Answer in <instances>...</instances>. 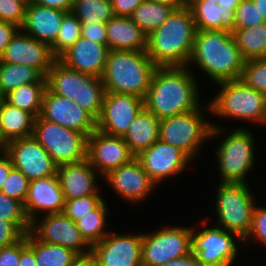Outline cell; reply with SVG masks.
I'll return each instance as SVG.
<instances>
[{
	"label": "cell",
	"instance_id": "1",
	"mask_svg": "<svg viewBox=\"0 0 266 266\" xmlns=\"http://www.w3.org/2000/svg\"><path fill=\"white\" fill-rule=\"evenodd\" d=\"M191 70L187 66L157 67L144 107L159 120L198 109L201 92Z\"/></svg>",
	"mask_w": 266,
	"mask_h": 266
},
{
	"label": "cell",
	"instance_id": "2",
	"mask_svg": "<svg viewBox=\"0 0 266 266\" xmlns=\"http://www.w3.org/2000/svg\"><path fill=\"white\" fill-rule=\"evenodd\" d=\"M192 64L217 84L239 80L245 59L231 31L197 30L187 67Z\"/></svg>",
	"mask_w": 266,
	"mask_h": 266
},
{
	"label": "cell",
	"instance_id": "3",
	"mask_svg": "<svg viewBox=\"0 0 266 266\" xmlns=\"http://www.w3.org/2000/svg\"><path fill=\"white\" fill-rule=\"evenodd\" d=\"M196 31L190 7L175 8L169 18L147 36L146 54L157 67L187 66Z\"/></svg>",
	"mask_w": 266,
	"mask_h": 266
},
{
	"label": "cell",
	"instance_id": "4",
	"mask_svg": "<svg viewBox=\"0 0 266 266\" xmlns=\"http://www.w3.org/2000/svg\"><path fill=\"white\" fill-rule=\"evenodd\" d=\"M156 68L146 51L110 50L101 79L106 92L144 99Z\"/></svg>",
	"mask_w": 266,
	"mask_h": 266
},
{
	"label": "cell",
	"instance_id": "5",
	"mask_svg": "<svg viewBox=\"0 0 266 266\" xmlns=\"http://www.w3.org/2000/svg\"><path fill=\"white\" fill-rule=\"evenodd\" d=\"M211 138L221 136L225 132V139L221 140L218 148L215 150L217 157L218 168L220 172V180L223 182H241L248 184L246 176L256 163L255 154V137L249 129L239 127L234 131L229 130L226 135V130L223 126H218L212 122ZM218 135V136H217ZM255 161V162H254Z\"/></svg>",
	"mask_w": 266,
	"mask_h": 266
},
{
	"label": "cell",
	"instance_id": "6",
	"mask_svg": "<svg viewBox=\"0 0 266 266\" xmlns=\"http://www.w3.org/2000/svg\"><path fill=\"white\" fill-rule=\"evenodd\" d=\"M46 81L52 93L73 100L98 118L106 93L101 78L70 69L57 59L48 71Z\"/></svg>",
	"mask_w": 266,
	"mask_h": 266
},
{
	"label": "cell",
	"instance_id": "7",
	"mask_svg": "<svg viewBox=\"0 0 266 266\" xmlns=\"http://www.w3.org/2000/svg\"><path fill=\"white\" fill-rule=\"evenodd\" d=\"M217 85L220 90L209 101L210 115L266 124V93L246 86L240 79Z\"/></svg>",
	"mask_w": 266,
	"mask_h": 266
},
{
	"label": "cell",
	"instance_id": "8",
	"mask_svg": "<svg viewBox=\"0 0 266 266\" xmlns=\"http://www.w3.org/2000/svg\"><path fill=\"white\" fill-rule=\"evenodd\" d=\"M217 194V195H216ZM216 217L214 225L239 235L243 240L249 235L256 199L248 184L220 181L216 192Z\"/></svg>",
	"mask_w": 266,
	"mask_h": 266
},
{
	"label": "cell",
	"instance_id": "9",
	"mask_svg": "<svg viewBox=\"0 0 266 266\" xmlns=\"http://www.w3.org/2000/svg\"><path fill=\"white\" fill-rule=\"evenodd\" d=\"M202 106L194 111L160 120L159 139L181 149L192 161L200 155L203 143L211 140L213 126L205 118V110L209 112L211 109L209 103L206 105L208 108L204 109Z\"/></svg>",
	"mask_w": 266,
	"mask_h": 266
},
{
	"label": "cell",
	"instance_id": "10",
	"mask_svg": "<svg viewBox=\"0 0 266 266\" xmlns=\"http://www.w3.org/2000/svg\"><path fill=\"white\" fill-rule=\"evenodd\" d=\"M59 166L87 158V136L81 132L46 121L40 115L34 120L32 135Z\"/></svg>",
	"mask_w": 266,
	"mask_h": 266
},
{
	"label": "cell",
	"instance_id": "11",
	"mask_svg": "<svg viewBox=\"0 0 266 266\" xmlns=\"http://www.w3.org/2000/svg\"><path fill=\"white\" fill-rule=\"evenodd\" d=\"M192 227L191 253L202 266H232L238 256V243L244 240L237 234L214 225L196 231Z\"/></svg>",
	"mask_w": 266,
	"mask_h": 266
},
{
	"label": "cell",
	"instance_id": "12",
	"mask_svg": "<svg viewBox=\"0 0 266 266\" xmlns=\"http://www.w3.org/2000/svg\"><path fill=\"white\" fill-rule=\"evenodd\" d=\"M192 226H166L142 232V266H162L191 253Z\"/></svg>",
	"mask_w": 266,
	"mask_h": 266
},
{
	"label": "cell",
	"instance_id": "13",
	"mask_svg": "<svg viewBox=\"0 0 266 266\" xmlns=\"http://www.w3.org/2000/svg\"><path fill=\"white\" fill-rule=\"evenodd\" d=\"M30 233L39 241L70 248L80 256L91 253V246L82 237L76 223L63 212L35 218L31 222Z\"/></svg>",
	"mask_w": 266,
	"mask_h": 266
},
{
	"label": "cell",
	"instance_id": "14",
	"mask_svg": "<svg viewBox=\"0 0 266 266\" xmlns=\"http://www.w3.org/2000/svg\"><path fill=\"white\" fill-rule=\"evenodd\" d=\"M3 150L29 181L57 174L58 165L33 136L9 141Z\"/></svg>",
	"mask_w": 266,
	"mask_h": 266
},
{
	"label": "cell",
	"instance_id": "15",
	"mask_svg": "<svg viewBox=\"0 0 266 266\" xmlns=\"http://www.w3.org/2000/svg\"><path fill=\"white\" fill-rule=\"evenodd\" d=\"M143 108L144 99L138 96L106 92L96 119L97 130L110 136L123 137Z\"/></svg>",
	"mask_w": 266,
	"mask_h": 266
},
{
	"label": "cell",
	"instance_id": "16",
	"mask_svg": "<svg viewBox=\"0 0 266 266\" xmlns=\"http://www.w3.org/2000/svg\"><path fill=\"white\" fill-rule=\"evenodd\" d=\"M142 234L108 233L91 246L90 255L98 266H142Z\"/></svg>",
	"mask_w": 266,
	"mask_h": 266
},
{
	"label": "cell",
	"instance_id": "17",
	"mask_svg": "<svg viewBox=\"0 0 266 266\" xmlns=\"http://www.w3.org/2000/svg\"><path fill=\"white\" fill-rule=\"evenodd\" d=\"M136 158L156 185L184 172L187 165L193 162L181 149L160 139Z\"/></svg>",
	"mask_w": 266,
	"mask_h": 266
},
{
	"label": "cell",
	"instance_id": "18",
	"mask_svg": "<svg viewBox=\"0 0 266 266\" xmlns=\"http://www.w3.org/2000/svg\"><path fill=\"white\" fill-rule=\"evenodd\" d=\"M56 60L50 45L38 41L21 29L13 36L0 57V62L32 67L43 77L47 76Z\"/></svg>",
	"mask_w": 266,
	"mask_h": 266
},
{
	"label": "cell",
	"instance_id": "19",
	"mask_svg": "<svg viewBox=\"0 0 266 266\" xmlns=\"http://www.w3.org/2000/svg\"><path fill=\"white\" fill-rule=\"evenodd\" d=\"M40 116L46 120L85 134L97 129L96 119L76 102L52 93L46 88Z\"/></svg>",
	"mask_w": 266,
	"mask_h": 266
},
{
	"label": "cell",
	"instance_id": "20",
	"mask_svg": "<svg viewBox=\"0 0 266 266\" xmlns=\"http://www.w3.org/2000/svg\"><path fill=\"white\" fill-rule=\"evenodd\" d=\"M133 158L123 137L110 136L97 129L87 137V159L101 177Z\"/></svg>",
	"mask_w": 266,
	"mask_h": 266
},
{
	"label": "cell",
	"instance_id": "21",
	"mask_svg": "<svg viewBox=\"0 0 266 266\" xmlns=\"http://www.w3.org/2000/svg\"><path fill=\"white\" fill-rule=\"evenodd\" d=\"M110 188H113L123 201L131 204L145 201L150 196L156 184L149 178L140 161L135 157L102 177Z\"/></svg>",
	"mask_w": 266,
	"mask_h": 266
},
{
	"label": "cell",
	"instance_id": "22",
	"mask_svg": "<svg viewBox=\"0 0 266 266\" xmlns=\"http://www.w3.org/2000/svg\"><path fill=\"white\" fill-rule=\"evenodd\" d=\"M65 198L57 174L29 182L24 209L30 222L43 214L62 213Z\"/></svg>",
	"mask_w": 266,
	"mask_h": 266
},
{
	"label": "cell",
	"instance_id": "23",
	"mask_svg": "<svg viewBox=\"0 0 266 266\" xmlns=\"http://www.w3.org/2000/svg\"><path fill=\"white\" fill-rule=\"evenodd\" d=\"M109 51L107 45L80 37L58 60L70 69L101 78Z\"/></svg>",
	"mask_w": 266,
	"mask_h": 266
},
{
	"label": "cell",
	"instance_id": "24",
	"mask_svg": "<svg viewBox=\"0 0 266 266\" xmlns=\"http://www.w3.org/2000/svg\"><path fill=\"white\" fill-rule=\"evenodd\" d=\"M98 172L89 160L65 163L57 167V175L65 200H73L89 195H102L98 189Z\"/></svg>",
	"mask_w": 266,
	"mask_h": 266
},
{
	"label": "cell",
	"instance_id": "25",
	"mask_svg": "<svg viewBox=\"0 0 266 266\" xmlns=\"http://www.w3.org/2000/svg\"><path fill=\"white\" fill-rule=\"evenodd\" d=\"M67 13L56 8L40 6L29 0L25 19L20 29L38 41L51 46L56 41Z\"/></svg>",
	"mask_w": 266,
	"mask_h": 266
},
{
	"label": "cell",
	"instance_id": "26",
	"mask_svg": "<svg viewBox=\"0 0 266 266\" xmlns=\"http://www.w3.org/2000/svg\"><path fill=\"white\" fill-rule=\"evenodd\" d=\"M106 28L110 50L146 51L147 35L130 17L113 16Z\"/></svg>",
	"mask_w": 266,
	"mask_h": 266
},
{
	"label": "cell",
	"instance_id": "27",
	"mask_svg": "<svg viewBox=\"0 0 266 266\" xmlns=\"http://www.w3.org/2000/svg\"><path fill=\"white\" fill-rule=\"evenodd\" d=\"M159 131L160 120L144 107L123 138L131 153L136 157L159 140Z\"/></svg>",
	"mask_w": 266,
	"mask_h": 266
},
{
	"label": "cell",
	"instance_id": "28",
	"mask_svg": "<svg viewBox=\"0 0 266 266\" xmlns=\"http://www.w3.org/2000/svg\"><path fill=\"white\" fill-rule=\"evenodd\" d=\"M35 117L16 106L0 101V143L4 146L9 141L33 135Z\"/></svg>",
	"mask_w": 266,
	"mask_h": 266
},
{
	"label": "cell",
	"instance_id": "29",
	"mask_svg": "<svg viewBox=\"0 0 266 266\" xmlns=\"http://www.w3.org/2000/svg\"><path fill=\"white\" fill-rule=\"evenodd\" d=\"M190 10L197 30L232 31L235 26V9H224L218 3L197 1Z\"/></svg>",
	"mask_w": 266,
	"mask_h": 266
},
{
	"label": "cell",
	"instance_id": "30",
	"mask_svg": "<svg viewBox=\"0 0 266 266\" xmlns=\"http://www.w3.org/2000/svg\"><path fill=\"white\" fill-rule=\"evenodd\" d=\"M27 244L34 250L38 266H74L81 257L74 250L58 244H48L27 233Z\"/></svg>",
	"mask_w": 266,
	"mask_h": 266
},
{
	"label": "cell",
	"instance_id": "31",
	"mask_svg": "<svg viewBox=\"0 0 266 266\" xmlns=\"http://www.w3.org/2000/svg\"><path fill=\"white\" fill-rule=\"evenodd\" d=\"M47 88L46 77L36 83L21 85L4 95V100L17 108L31 113L35 118L41 114L42 102Z\"/></svg>",
	"mask_w": 266,
	"mask_h": 266
},
{
	"label": "cell",
	"instance_id": "32",
	"mask_svg": "<svg viewBox=\"0 0 266 266\" xmlns=\"http://www.w3.org/2000/svg\"><path fill=\"white\" fill-rule=\"evenodd\" d=\"M231 32L245 61L266 57V22Z\"/></svg>",
	"mask_w": 266,
	"mask_h": 266
},
{
	"label": "cell",
	"instance_id": "33",
	"mask_svg": "<svg viewBox=\"0 0 266 266\" xmlns=\"http://www.w3.org/2000/svg\"><path fill=\"white\" fill-rule=\"evenodd\" d=\"M172 5L153 0H144L132 13L130 18L148 36L161 26L174 11Z\"/></svg>",
	"mask_w": 266,
	"mask_h": 266
},
{
	"label": "cell",
	"instance_id": "34",
	"mask_svg": "<svg viewBox=\"0 0 266 266\" xmlns=\"http://www.w3.org/2000/svg\"><path fill=\"white\" fill-rule=\"evenodd\" d=\"M107 209L108 205L104 199L95 209L75 222L82 237L90 246L99 243L110 232L106 229L109 213Z\"/></svg>",
	"mask_w": 266,
	"mask_h": 266
},
{
	"label": "cell",
	"instance_id": "35",
	"mask_svg": "<svg viewBox=\"0 0 266 266\" xmlns=\"http://www.w3.org/2000/svg\"><path fill=\"white\" fill-rule=\"evenodd\" d=\"M42 77L32 67L0 62V89L3 95H6L21 85L36 83Z\"/></svg>",
	"mask_w": 266,
	"mask_h": 266
},
{
	"label": "cell",
	"instance_id": "36",
	"mask_svg": "<svg viewBox=\"0 0 266 266\" xmlns=\"http://www.w3.org/2000/svg\"><path fill=\"white\" fill-rule=\"evenodd\" d=\"M71 12L81 23H107L114 16L111 0H74Z\"/></svg>",
	"mask_w": 266,
	"mask_h": 266
},
{
	"label": "cell",
	"instance_id": "37",
	"mask_svg": "<svg viewBox=\"0 0 266 266\" xmlns=\"http://www.w3.org/2000/svg\"><path fill=\"white\" fill-rule=\"evenodd\" d=\"M81 37V21L68 12L63 19L56 41L51 45L53 55L58 59Z\"/></svg>",
	"mask_w": 266,
	"mask_h": 266
},
{
	"label": "cell",
	"instance_id": "38",
	"mask_svg": "<svg viewBox=\"0 0 266 266\" xmlns=\"http://www.w3.org/2000/svg\"><path fill=\"white\" fill-rule=\"evenodd\" d=\"M0 220L14 223L24 234L30 232L31 222L26 215L24 204L0 191Z\"/></svg>",
	"mask_w": 266,
	"mask_h": 266
},
{
	"label": "cell",
	"instance_id": "39",
	"mask_svg": "<svg viewBox=\"0 0 266 266\" xmlns=\"http://www.w3.org/2000/svg\"><path fill=\"white\" fill-rule=\"evenodd\" d=\"M240 80L246 86L266 93V57L245 61Z\"/></svg>",
	"mask_w": 266,
	"mask_h": 266
},
{
	"label": "cell",
	"instance_id": "40",
	"mask_svg": "<svg viewBox=\"0 0 266 266\" xmlns=\"http://www.w3.org/2000/svg\"><path fill=\"white\" fill-rule=\"evenodd\" d=\"M29 182L21 171L13 168L0 191L24 204L28 194Z\"/></svg>",
	"mask_w": 266,
	"mask_h": 266
},
{
	"label": "cell",
	"instance_id": "41",
	"mask_svg": "<svg viewBox=\"0 0 266 266\" xmlns=\"http://www.w3.org/2000/svg\"><path fill=\"white\" fill-rule=\"evenodd\" d=\"M102 195H89L73 200H65V208L63 213L74 222L88 214L89 211L95 209L103 200Z\"/></svg>",
	"mask_w": 266,
	"mask_h": 266
},
{
	"label": "cell",
	"instance_id": "42",
	"mask_svg": "<svg viewBox=\"0 0 266 266\" xmlns=\"http://www.w3.org/2000/svg\"><path fill=\"white\" fill-rule=\"evenodd\" d=\"M266 22L252 0H243L235 10L234 29L254 27Z\"/></svg>",
	"mask_w": 266,
	"mask_h": 266
},
{
	"label": "cell",
	"instance_id": "43",
	"mask_svg": "<svg viewBox=\"0 0 266 266\" xmlns=\"http://www.w3.org/2000/svg\"><path fill=\"white\" fill-rule=\"evenodd\" d=\"M29 0H0V21L23 25Z\"/></svg>",
	"mask_w": 266,
	"mask_h": 266
},
{
	"label": "cell",
	"instance_id": "44",
	"mask_svg": "<svg viewBox=\"0 0 266 266\" xmlns=\"http://www.w3.org/2000/svg\"><path fill=\"white\" fill-rule=\"evenodd\" d=\"M252 240L266 246V207L256 206L253 212L252 225L249 235L244 239L243 244H249ZM249 241V242H248Z\"/></svg>",
	"mask_w": 266,
	"mask_h": 266
},
{
	"label": "cell",
	"instance_id": "45",
	"mask_svg": "<svg viewBox=\"0 0 266 266\" xmlns=\"http://www.w3.org/2000/svg\"><path fill=\"white\" fill-rule=\"evenodd\" d=\"M81 37L107 45L106 23H81Z\"/></svg>",
	"mask_w": 266,
	"mask_h": 266
},
{
	"label": "cell",
	"instance_id": "46",
	"mask_svg": "<svg viewBox=\"0 0 266 266\" xmlns=\"http://www.w3.org/2000/svg\"><path fill=\"white\" fill-rule=\"evenodd\" d=\"M25 234L12 222L0 220V248L14 244Z\"/></svg>",
	"mask_w": 266,
	"mask_h": 266
},
{
	"label": "cell",
	"instance_id": "47",
	"mask_svg": "<svg viewBox=\"0 0 266 266\" xmlns=\"http://www.w3.org/2000/svg\"><path fill=\"white\" fill-rule=\"evenodd\" d=\"M20 240L0 248V266H19Z\"/></svg>",
	"mask_w": 266,
	"mask_h": 266
},
{
	"label": "cell",
	"instance_id": "48",
	"mask_svg": "<svg viewBox=\"0 0 266 266\" xmlns=\"http://www.w3.org/2000/svg\"><path fill=\"white\" fill-rule=\"evenodd\" d=\"M144 0H111L114 16L130 17Z\"/></svg>",
	"mask_w": 266,
	"mask_h": 266
},
{
	"label": "cell",
	"instance_id": "49",
	"mask_svg": "<svg viewBox=\"0 0 266 266\" xmlns=\"http://www.w3.org/2000/svg\"><path fill=\"white\" fill-rule=\"evenodd\" d=\"M19 266H38L34 250L27 244V234L20 239Z\"/></svg>",
	"mask_w": 266,
	"mask_h": 266
},
{
	"label": "cell",
	"instance_id": "50",
	"mask_svg": "<svg viewBox=\"0 0 266 266\" xmlns=\"http://www.w3.org/2000/svg\"><path fill=\"white\" fill-rule=\"evenodd\" d=\"M19 29L18 26L12 23L0 21V57Z\"/></svg>",
	"mask_w": 266,
	"mask_h": 266
},
{
	"label": "cell",
	"instance_id": "51",
	"mask_svg": "<svg viewBox=\"0 0 266 266\" xmlns=\"http://www.w3.org/2000/svg\"><path fill=\"white\" fill-rule=\"evenodd\" d=\"M30 1L40 6L56 8L66 12H71L74 3V0H30Z\"/></svg>",
	"mask_w": 266,
	"mask_h": 266
},
{
	"label": "cell",
	"instance_id": "52",
	"mask_svg": "<svg viewBox=\"0 0 266 266\" xmlns=\"http://www.w3.org/2000/svg\"><path fill=\"white\" fill-rule=\"evenodd\" d=\"M13 168L11 158L4 152V150L0 151V189Z\"/></svg>",
	"mask_w": 266,
	"mask_h": 266
},
{
	"label": "cell",
	"instance_id": "53",
	"mask_svg": "<svg viewBox=\"0 0 266 266\" xmlns=\"http://www.w3.org/2000/svg\"><path fill=\"white\" fill-rule=\"evenodd\" d=\"M162 266H202V265L198 262L197 257L194 254L190 253L181 258L173 259Z\"/></svg>",
	"mask_w": 266,
	"mask_h": 266
},
{
	"label": "cell",
	"instance_id": "54",
	"mask_svg": "<svg viewBox=\"0 0 266 266\" xmlns=\"http://www.w3.org/2000/svg\"><path fill=\"white\" fill-rule=\"evenodd\" d=\"M74 266H98L97 262L91 255L81 256L74 264Z\"/></svg>",
	"mask_w": 266,
	"mask_h": 266
},
{
	"label": "cell",
	"instance_id": "55",
	"mask_svg": "<svg viewBox=\"0 0 266 266\" xmlns=\"http://www.w3.org/2000/svg\"><path fill=\"white\" fill-rule=\"evenodd\" d=\"M243 0H219V6H222L224 9H235Z\"/></svg>",
	"mask_w": 266,
	"mask_h": 266
},
{
	"label": "cell",
	"instance_id": "56",
	"mask_svg": "<svg viewBox=\"0 0 266 266\" xmlns=\"http://www.w3.org/2000/svg\"><path fill=\"white\" fill-rule=\"evenodd\" d=\"M252 1L257 6L260 14H262L263 18L266 20V0H252Z\"/></svg>",
	"mask_w": 266,
	"mask_h": 266
},
{
	"label": "cell",
	"instance_id": "57",
	"mask_svg": "<svg viewBox=\"0 0 266 266\" xmlns=\"http://www.w3.org/2000/svg\"><path fill=\"white\" fill-rule=\"evenodd\" d=\"M161 3L172 5L174 8H184L183 0H153Z\"/></svg>",
	"mask_w": 266,
	"mask_h": 266
},
{
	"label": "cell",
	"instance_id": "58",
	"mask_svg": "<svg viewBox=\"0 0 266 266\" xmlns=\"http://www.w3.org/2000/svg\"><path fill=\"white\" fill-rule=\"evenodd\" d=\"M198 0H183L184 2V7H190L192 6L195 2H197Z\"/></svg>",
	"mask_w": 266,
	"mask_h": 266
},
{
	"label": "cell",
	"instance_id": "59",
	"mask_svg": "<svg viewBox=\"0 0 266 266\" xmlns=\"http://www.w3.org/2000/svg\"><path fill=\"white\" fill-rule=\"evenodd\" d=\"M198 1H208V2H212V3H218L219 0H198Z\"/></svg>",
	"mask_w": 266,
	"mask_h": 266
},
{
	"label": "cell",
	"instance_id": "60",
	"mask_svg": "<svg viewBox=\"0 0 266 266\" xmlns=\"http://www.w3.org/2000/svg\"><path fill=\"white\" fill-rule=\"evenodd\" d=\"M2 99H4V95H3V93H2V91H1V89H0V101H1Z\"/></svg>",
	"mask_w": 266,
	"mask_h": 266
},
{
	"label": "cell",
	"instance_id": "61",
	"mask_svg": "<svg viewBox=\"0 0 266 266\" xmlns=\"http://www.w3.org/2000/svg\"><path fill=\"white\" fill-rule=\"evenodd\" d=\"M3 145L0 143V151H2L3 150Z\"/></svg>",
	"mask_w": 266,
	"mask_h": 266
}]
</instances>
